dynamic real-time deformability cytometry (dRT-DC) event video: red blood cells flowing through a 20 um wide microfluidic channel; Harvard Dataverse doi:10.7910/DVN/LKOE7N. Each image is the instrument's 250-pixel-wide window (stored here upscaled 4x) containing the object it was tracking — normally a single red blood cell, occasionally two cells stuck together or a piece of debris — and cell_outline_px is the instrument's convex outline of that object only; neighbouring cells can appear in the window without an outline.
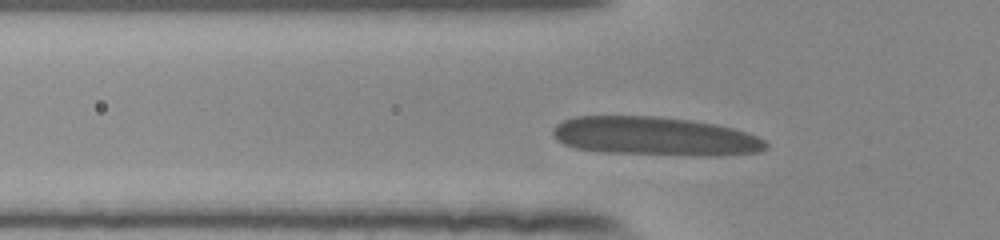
{"species": "human", "species_latin": "Homo sapiens", "temperature_condition": "room temperature", "stored_images_in_passage": 32, "camera_frame_rate_fps": 3000, "um_per_image_px": 0.085, "donor": {"sex": "female"}, "frame": {"image": 1, "passage_image": 5, "time_ms": 1.333, "image_size_px": [1000, 240], "cell_outline_px": [[768, 148], [760, 152], [724, 156], [704, 156], [600, 152], [576, 148], [564, 144], [552, 132], [552, 128], [556, 124], [564, 120], [576, 116], [656, 116], [688, 120], [716, 124], [732, 128], [756, 136], [764, 140], [768, 144]], "centroid_in_image_um": [55.7, 11.59], "position_along_channel_um": 70.1, "area_um2": 48.15}}
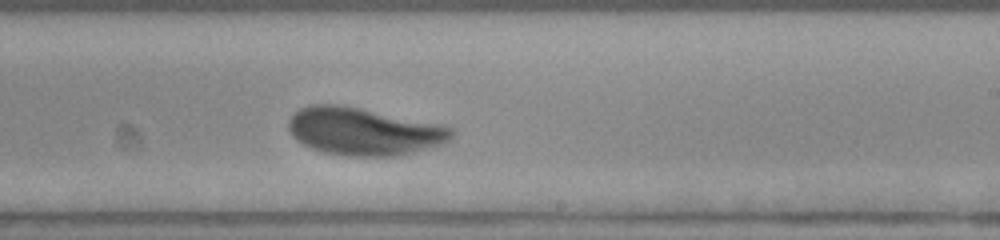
{"frame": {"image": 2, "passage_image": 20, "time_ms": 6.333, "image_size_px": [1000, 240], "cell_outline_px": [[456, 132], [448, 140], [440, 144], [412, 152], [396, 156], [348, 156], [324, 152], [312, 148], [296, 140], [292, 136], [288, 128], [288, 120], [300, 108], [308, 104], [336, 104], [360, 108], [444, 124], [452, 128]], "centroid_in_image_um": [30.91, 11.16], "position_along_channel_um": 258.1, "area_um2": 45.2}}
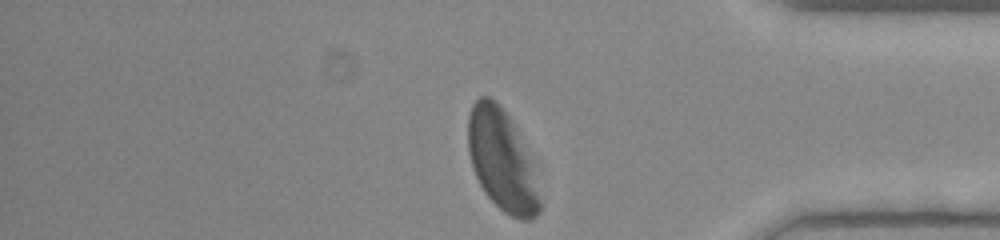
{"frame": {"image": 3, "passage_image": 32, "time_ms": 10.333, "image_size_px": [1000, 240], "cell_outline_px": [[540, 212], [532, 220], [520, 220], [504, 212], [488, 196], [480, 184], [476, 176], [468, 152], [468, 116], [472, 104], [480, 96], [488, 96], [496, 100], [508, 116], [516, 128], [528, 160], [540, 200]], "centroid_in_image_um": [42.61, 13.62], "position_along_channel_um": 392.6, "area_um2": 41.1}, "authors_computed_cell_mechanics": {"area_um2": 46.6735, "velocity_mm_per_s": 3.7871, "shape_relaxation_time_tau1_ms": 4.389, "shape_relaxation_time_tau2_ms": null, "deformation_change_tau1": 0.1894, "deformation_change_tau2": null}}